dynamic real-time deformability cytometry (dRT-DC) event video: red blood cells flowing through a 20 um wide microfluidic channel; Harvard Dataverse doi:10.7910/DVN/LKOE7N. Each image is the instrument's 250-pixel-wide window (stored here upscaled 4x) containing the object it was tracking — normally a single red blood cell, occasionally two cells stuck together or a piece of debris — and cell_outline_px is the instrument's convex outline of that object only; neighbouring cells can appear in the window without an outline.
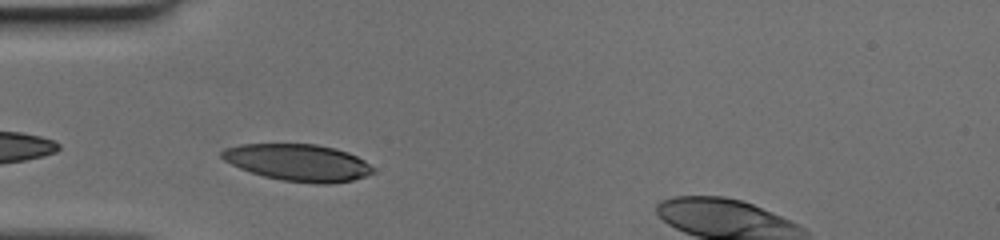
{"species": "human", "species_latin": "Homo sapiens", "temperature_condition": "cold", "stored_images_in_passage": 27, "camera_frame_rate_fps": 3000, "um_per_image_px": 0.085, "donor": {"sex": "female"}, "frame": {"image": 1, "passage_image": 2, "time_ms": 0.333, "image_size_px": [1000, 240], "cell_outline_px": [[376, 172], [352, 180], [328, 184], [320, 184], [280, 180], [264, 176], [240, 168], [224, 160], [220, 156], [220, 152], [224, 148], [240, 144], [316, 144], [336, 148], [348, 152], [364, 160], [376, 168]], "centroid_in_image_um": [25.36, 13.81], "position_along_channel_um": 59.6, "area_um2": 32.6}}
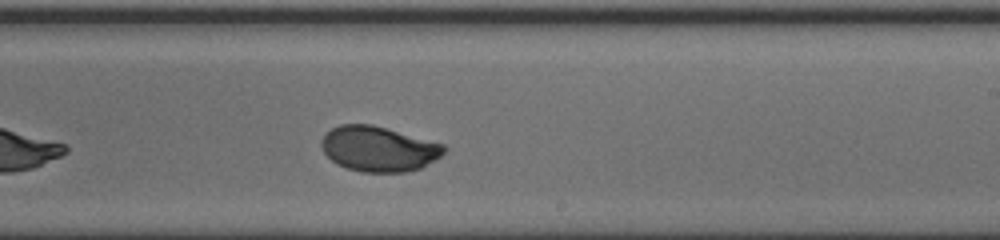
{"frame": {"image": 2, "passage_image": 17, "time_ms": 5.333, "image_size_px": [1000, 240], "cell_outline_px": [[448, 148], [440, 156], [420, 168], [404, 172], [360, 172], [348, 168], [332, 160], [324, 152], [320, 144], [320, 140], [332, 128], [340, 124], [372, 124], [444, 144]], "centroid_in_image_um": [32.18, 12.64], "position_along_channel_um": 256.8, "area_um2": 32.02}}
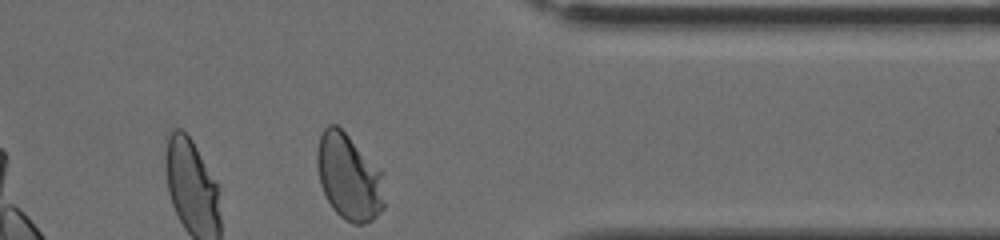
{"frame": {"image": 3, "passage_image": 27, "time_ms": 8.667, "image_size_px": [1000, 240], "cell_outline_px": [[384, 208], [372, 220], [364, 224], [352, 224], [344, 220], [332, 208], [320, 184], [316, 160], [316, 152], [320, 136], [324, 128], [328, 124], [336, 124], [348, 136], [380, 172], [384, 204]], "centroid_in_image_um": [29.61, 15.08], "position_along_channel_um": 381.8, "area_um2": 33.06}}